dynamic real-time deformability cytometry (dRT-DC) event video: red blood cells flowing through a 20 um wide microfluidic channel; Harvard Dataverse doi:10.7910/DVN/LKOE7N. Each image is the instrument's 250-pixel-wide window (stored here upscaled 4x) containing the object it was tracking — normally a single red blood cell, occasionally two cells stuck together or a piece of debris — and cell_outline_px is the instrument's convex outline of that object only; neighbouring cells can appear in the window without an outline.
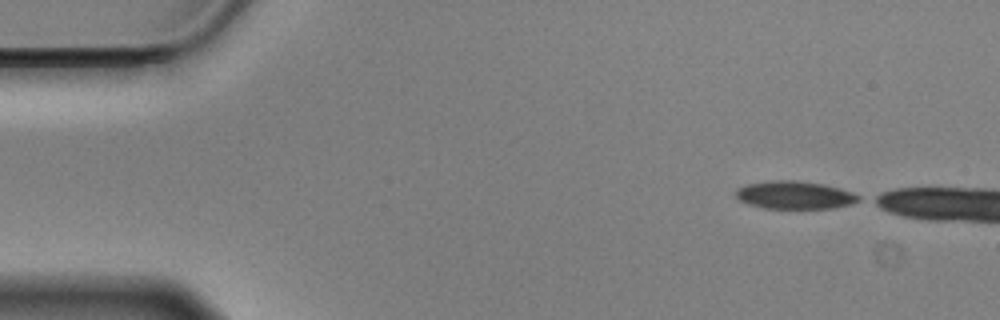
{"species": "Egyptian fruit bat (a non-hibernating species)", "species_latin": "Rousettus aegyptiacus", "temperature_condition": "cold", "stored_images_in_passage": 5, "camera_frame_rate_fps": 3000, "um_per_image_px": 0.085, "animal": {"sex": "male"}, "frame": {"image": 1, "passage_image": 1, "time_ms": 0.0, "image_size_px": [1000, 320], "cell_outline_px": [[860, 200], [852, 204], [832, 208], [764, 208], [748, 204], [740, 200], [736, 196], [736, 188], [748, 184], [772, 180], [796, 180], [824, 184], [840, 188], [852, 192], [860, 196]], "centroid_in_image_um": [67.56, 16.57], "position_along_channel_um": 17.4, "area_um2": 19.94}}